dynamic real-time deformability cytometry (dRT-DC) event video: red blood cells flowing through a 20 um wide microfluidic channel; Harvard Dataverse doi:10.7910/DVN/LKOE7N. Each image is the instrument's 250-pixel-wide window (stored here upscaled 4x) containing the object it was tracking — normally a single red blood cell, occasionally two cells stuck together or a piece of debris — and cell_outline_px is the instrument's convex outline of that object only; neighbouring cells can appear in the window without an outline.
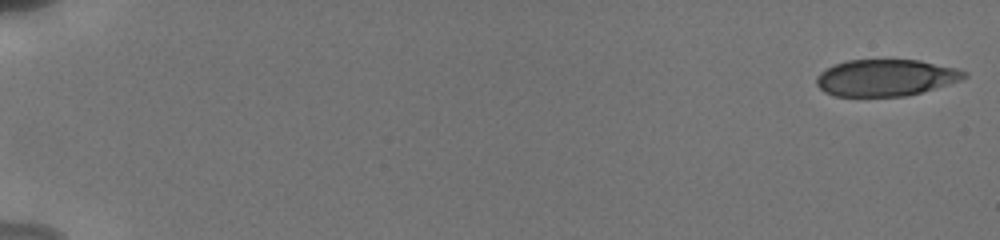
{"species": "human", "species_latin": "Homo sapiens", "temperature_condition": "cold", "stored_images_in_passage": 26, "camera_frame_rate_fps": 3000, "um_per_image_px": 0.085, "donor": {"sex": "male"}, "frame": {"image": 1, "passage_image": 1, "time_ms": 0.0, "image_size_px": [1000, 240], "cell_outline_px": [[968, 76], [960, 80], [948, 84], [920, 92], [904, 96], [836, 96], [824, 92], [816, 84], [816, 76], [820, 72], [836, 64], [848, 60], [920, 60], [956, 68], [968, 72]], "centroid_in_image_um": [75.28, 6.6], "position_along_channel_um": 9.7, "area_um2": 31.39}}
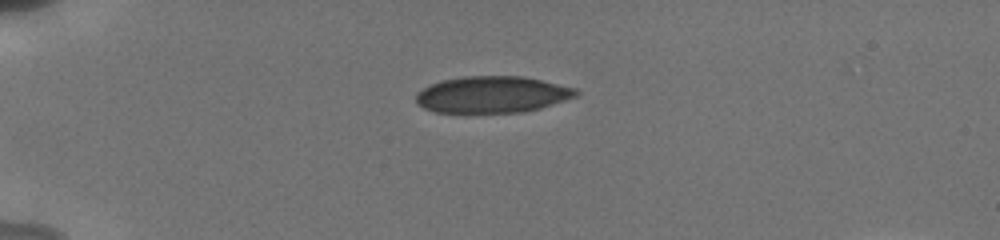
{"frame": {"image": 2, "passage_image": 13, "time_ms": 4.667, "image_size_px": [1000, 240], "cell_outline_px": [[580, 92], [576, 96], [540, 108], [524, 112], [464, 116], [436, 112], [424, 108], [416, 104], [416, 92], [440, 80], [464, 76], [524, 76], [576, 88]], "centroid_in_image_um": [41.77, 8.08], "position_along_channel_um": 43.2, "area_um2": 35.32}}
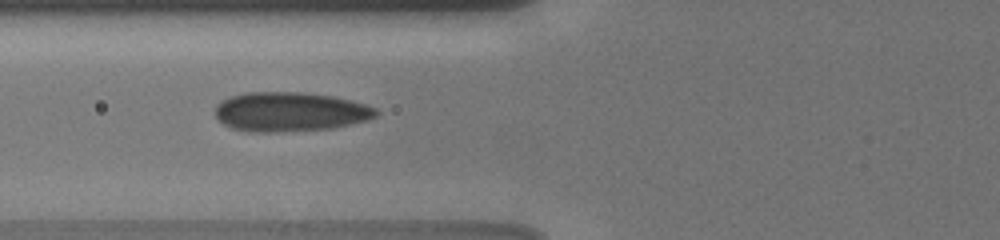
{"frame": {"image": 3, "passage_image": 25, "time_ms": 7.333, "image_size_px": [1000, 240], "cell_outline_px": [[380, 112], [376, 116], [368, 120], [332, 128], [276, 132], [248, 132], [232, 128], [224, 124], [216, 116], [216, 104], [220, 100], [228, 96], [248, 92], [300, 92], [332, 96], [352, 100], [376, 108]], "centroid_in_image_um": [24.64, 9.5], "position_along_channel_um": 101.2, "area_um2": 37.05}}